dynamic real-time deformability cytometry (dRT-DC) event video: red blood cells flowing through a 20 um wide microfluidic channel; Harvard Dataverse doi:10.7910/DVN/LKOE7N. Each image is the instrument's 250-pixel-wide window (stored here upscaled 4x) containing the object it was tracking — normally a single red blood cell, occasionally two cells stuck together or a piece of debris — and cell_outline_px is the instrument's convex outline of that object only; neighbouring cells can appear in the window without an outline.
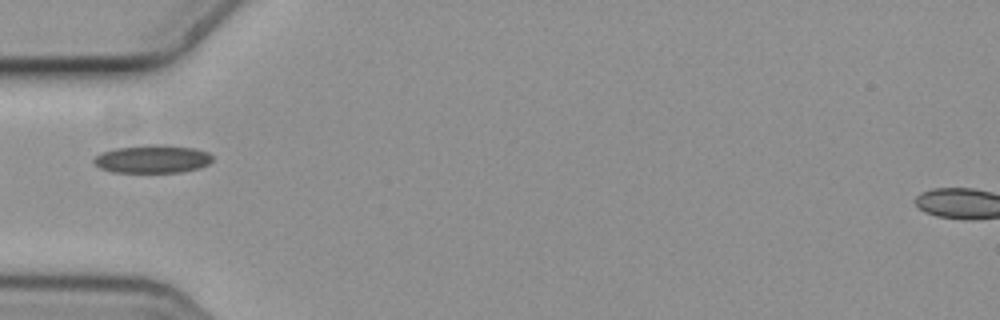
{"species": "common noctule bat (a hibernating species)", "species_latin": "Nyctalus noctula", "temperature_condition": "cold", "stored_images_in_passage": 4, "camera_frame_rate_fps": 3000, "um_per_image_px": 0.085, "animal": {"sex": "female", "body_mass_g": 19.3, "forearm_length_mm": 54.1}, "frame": {"image": 1, "passage_image": 4, "time_ms": 1.0, "image_size_px": [1000, 320], "cell_outline_px": [[212, 160], [208, 164], [200, 168], [180, 172], [112, 172], [100, 168], [92, 160], [100, 152], [116, 148], [148, 144], [156, 144], [196, 148], [208, 152], [212, 156]], "centroid_in_image_um": [12.96, 13.51], "position_along_channel_um": 72.0, "area_um2": 19.48}}